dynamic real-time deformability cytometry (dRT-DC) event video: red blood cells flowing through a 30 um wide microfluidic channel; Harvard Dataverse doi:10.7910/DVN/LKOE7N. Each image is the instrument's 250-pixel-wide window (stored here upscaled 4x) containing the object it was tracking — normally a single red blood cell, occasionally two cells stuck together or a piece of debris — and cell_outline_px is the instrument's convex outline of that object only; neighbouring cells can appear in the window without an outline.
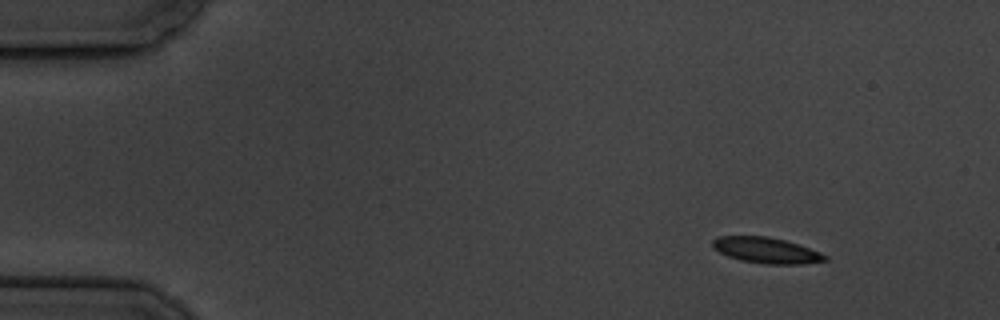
{"species": "common noctule bat (a hibernating species)", "species_latin": "Nyctalus noctula", "temperature_condition": "cold", "stored_images_in_passage": 14, "camera_frame_rate_fps": 3000, "um_per_image_px": 0.085, "animal": {"sex": "male", "body_mass_g": 19.5, "forearm_length_mm": 54.6}, "frame": {"image": 1, "passage_image": 1, "time_ms": 0.0, "image_size_px": [1000, 320], "cell_outline_px": [[828, 260], [804, 264], [764, 264], [740, 260], [728, 256], [712, 248], [712, 240], [720, 236], [768, 236], [784, 240], [820, 252], [828, 256]], "centroid_in_image_um": [65.12, 21.28], "position_along_channel_um": 19.9, "area_um2": 16.88}}
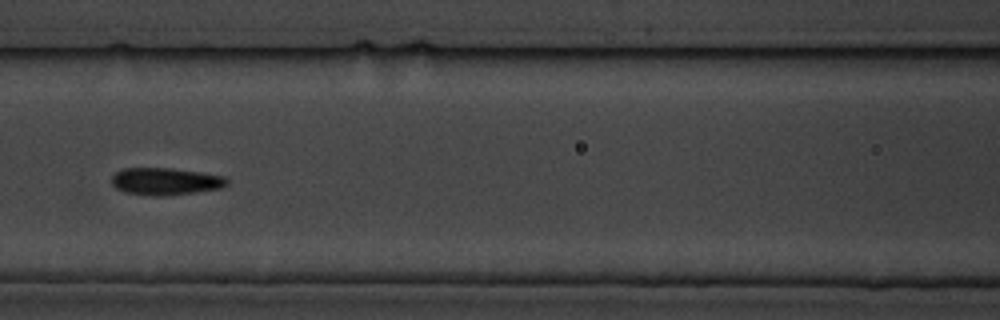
{"frame": {"image": 2, "passage_image": 6, "time_ms": 6.667, "image_size_px": [1000, 320], "cell_outline_px": [[228, 184], [220, 188], [196, 192], [160, 196], [152, 196], [124, 192], [116, 188], [112, 184], [112, 176], [116, 172], [124, 168], [172, 168], [200, 172], [224, 176], [228, 180]], "centroid_in_image_um": [14.05, 15.41], "position_along_channel_um": 152.5, "area_um2": 18.26}}
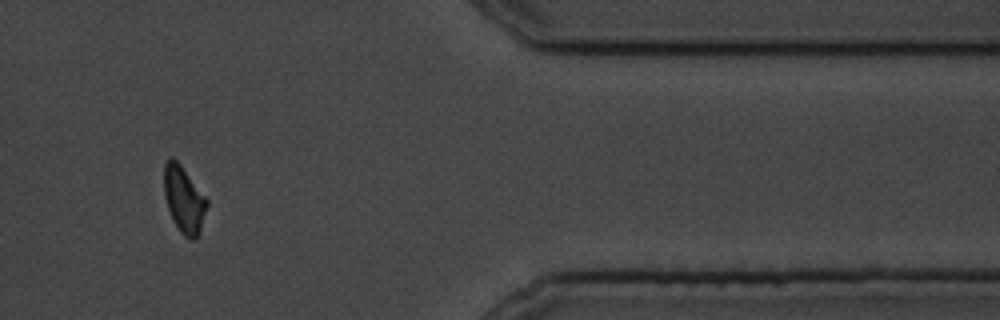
{"frame": {"image": 3, "passage_image": 12, "time_ms": 14.667, "image_size_px": [1000, 320], "cell_outline_px": [[208, 204], [200, 232], [196, 240], [192, 240], [184, 236], [180, 232], [172, 220], [164, 196], [164, 164], [168, 160], [176, 160], [180, 164], [208, 200]], "centroid_in_image_um": [15.64, 17.02], "position_along_channel_um": 395.8, "area_um2": 16.53}, "authors_computed_cell_mechanics": {"area_um2": 17.5134, "velocity_mm_per_s": 3.3752, "shape_relaxation_time_tau1_ms": 3.7862, "shape_relaxation_time_tau2_ms": 3.897, "deformation_change_tau1": 0.1088, "deformation_change_tau2": 0.101}}